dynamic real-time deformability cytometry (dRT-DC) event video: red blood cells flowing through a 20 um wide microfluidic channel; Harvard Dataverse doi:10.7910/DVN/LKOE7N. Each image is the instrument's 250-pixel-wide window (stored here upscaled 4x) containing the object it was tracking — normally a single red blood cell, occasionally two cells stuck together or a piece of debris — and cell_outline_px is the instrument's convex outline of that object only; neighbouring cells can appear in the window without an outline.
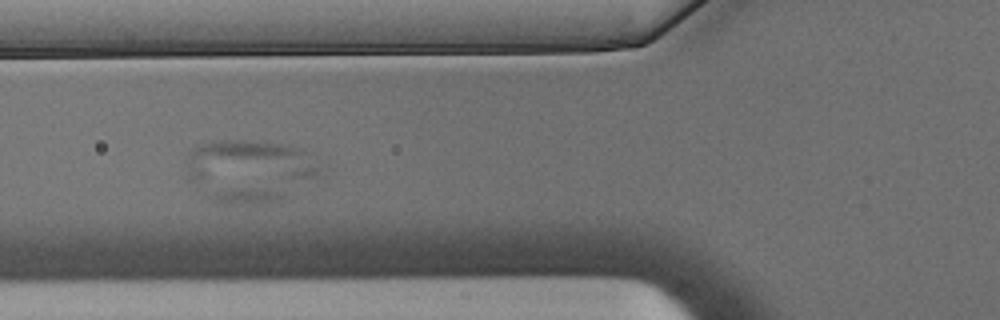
{"species": "Egyptian fruit bat (a non-hibernating species)", "species_latin": "Rousettus aegyptiacus", "temperature_condition": "warm", "stored_images_in_passage": 22, "camera_frame_rate_fps": 3000, "um_per_image_px": 0.085, "animal": {"sex": "male"}, "frame": {"image": 1, "passage_image": 22, "time_ms": 7.0, "image_size_px": [1000, 320], "cell_outline_px": [[320, 172], [316, 176], [196, 188], [184, 176], [184, 160], [188, 152], [196, 144], [208, 140], [264, 140], [300, 148], [320, 164]], "centroid_in_image_um": [20.89, 13.84], "position_along_channel_um": 104.9, "area_um2": 36.59}}